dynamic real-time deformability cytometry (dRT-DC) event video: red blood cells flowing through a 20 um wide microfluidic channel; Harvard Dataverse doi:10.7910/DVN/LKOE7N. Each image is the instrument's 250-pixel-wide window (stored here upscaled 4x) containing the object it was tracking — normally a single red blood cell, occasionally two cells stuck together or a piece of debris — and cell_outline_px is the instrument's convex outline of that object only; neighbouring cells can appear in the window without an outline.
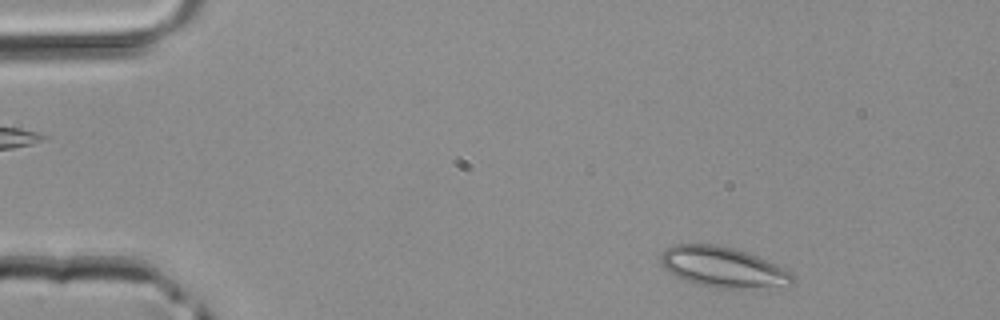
{"species": "common noctule bat (a hibernating species)", "species_latin": "Nyctalus noctula", "temperature_condition": "room temperature", "stored_images_in_passage": 4, "camera_frame_rate_fps": 3000, "um_per_image_px": 0.085, "animal": {"sex": "male", "body_mass_g": 20.4}, "frame": {"image": 1, "passage_image": 4, "time_ms": 1.0, "image_size_px": [1000, 320], "cell_outline_px": [[796, 284], [744, 288], [712, 288], [696, 284], [684, 280], [676, 276], [664, 268], [660, 260], [660, 256], [664, 248], [672, 244], [716, 244], [736, 248], [748, 252], [776, 264], [792, 272]], "centroid_in_image_um": [61.43, 22.69], "position_along_channel_um": 23.6, "area_um2": 31.33}}